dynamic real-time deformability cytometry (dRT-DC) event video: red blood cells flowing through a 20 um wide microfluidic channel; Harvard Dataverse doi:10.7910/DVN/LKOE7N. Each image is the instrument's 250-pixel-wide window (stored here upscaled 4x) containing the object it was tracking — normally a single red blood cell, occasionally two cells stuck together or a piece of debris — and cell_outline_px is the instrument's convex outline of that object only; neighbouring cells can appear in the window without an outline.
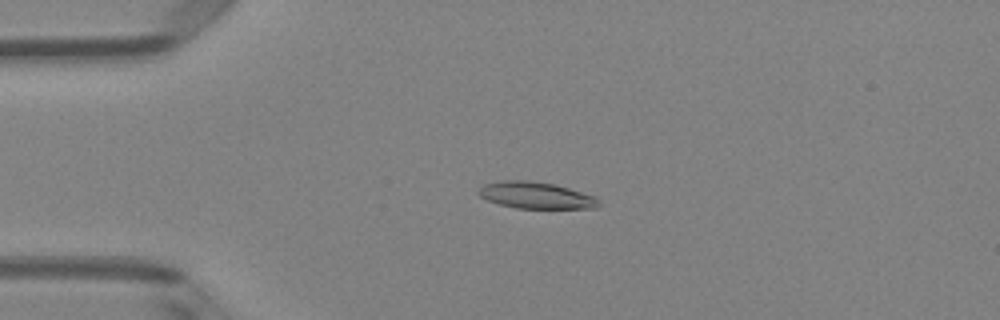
{"species": "Egyptian fruit bat (a non-hibernating species)", "species_latin": "Rousettus aegyptiacus", "temperature_condition": "room temperature", "stored_images_in_passage": 48, "camera_frame_rate_fps": 3000, "um_per_image_px": 0.085, "animal": {"sex": "female"}, "frame": {"image": 1, "passage_image": 10, "time_ms": 3.0, "image_size_px": [1000, 320], "cell_outline_px": [[600, 204], [596, 208], [516, 208], [500, 204], [488, 200], [480, 196], [476, 192], [484, 184], [504, 180], [532, 180], [556, 184], [596, 196], [600, 200]], "centroid_in_image_um": [45.58, 16.59], "position_along_channel_um": 39.4, "area_um2": 18.79}}
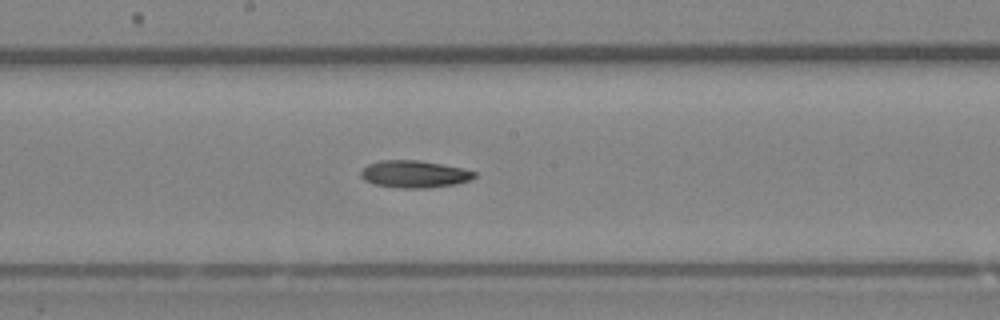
{"frame": {"image": 2, "passage_image": 25, "time_ms": 8.0, "image_size_px": [1000, 320], "cell_outline_px": [[476, 176], [468, 180], [456, 184], [428, 188], [400, 188], [372, 184], [364, 180], [360, 176], [360, 172], [368, 164], [380, 160], [420, 160], [464, 168], [476, 172]], "centroid_in_image_um": [35.2, 14.8], "position_along_channel_um": 213.0, "area_um2": 18.15}}
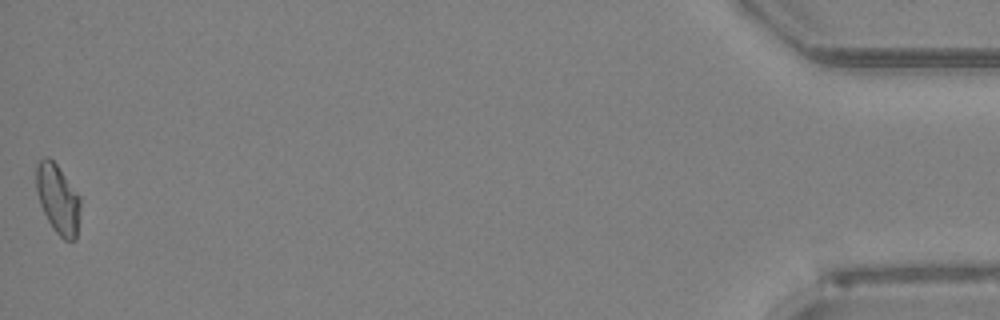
{"frame": {"image": 3, "passage_image": 48, "time_ms": 15.667, "image_size_px": [1000, 320], "cell_outline_px": [[80, 204], [76, 240], [64, 240], [52, 228], [40, 204], [36, 192], [36, 164], [44, 156], [48, 156], [56, 164], [80, 196]], "centroid_in_image_um": [4.9, 16.9], "position_along_channel_um": 430.3, "area_um2": 17.74}}